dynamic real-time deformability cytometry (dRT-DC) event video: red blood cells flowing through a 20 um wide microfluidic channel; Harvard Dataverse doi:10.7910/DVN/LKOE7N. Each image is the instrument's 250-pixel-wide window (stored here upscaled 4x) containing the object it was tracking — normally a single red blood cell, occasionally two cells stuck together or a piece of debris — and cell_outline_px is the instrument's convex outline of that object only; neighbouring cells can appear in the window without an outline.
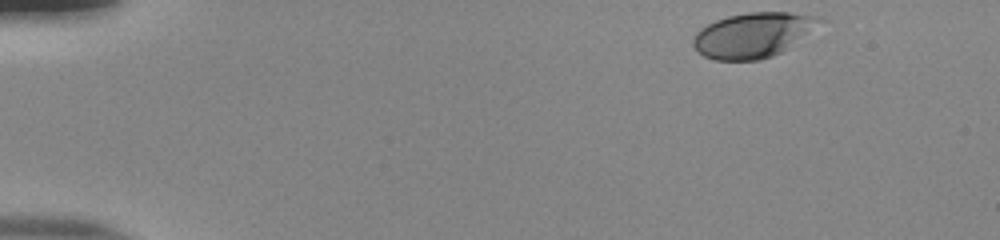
{"species": "human", "species_latin": "Homo sapiens", "temperature_condition": "room temperature", "stored_images_in_passage": 43, "camera_frame_rate_fps": 3000, "um_per_image_px": 0.085, "donor": {"sex": "male"}, "frame": {"image": 1, "passage_image": 1, "time_ms": 0.0, "image_size_px": [1000, 240], "cell_outline_px": [[820, 20], [780, 52], [772, 56], [760, 60], [716, 60], [704, 56], [692, 44], [692, 40], [696, 32], [700, 28], [716, 20], [728, 16], [748, 12], [788, 12], [820, 16]], "centroid_in_image_um": [63.88, 2.97], "position_along_channel_um": 21.1, "area_um2": 32.02}}
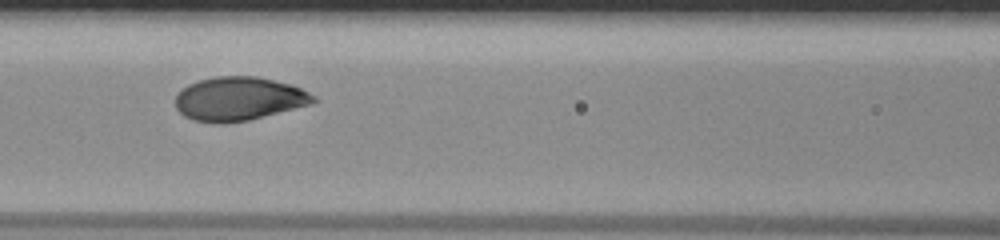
{"frame": {"image": 2, "passage_image": 20, "time_ms": 6.333, "image_size_px": [1000, 240], "cell_outline_px": [[320, 100], [312, 104], [248, 120], [224, 124], [220, 124], [192, 120], [184, 116], [176, 108], [176, 96], [188, 84], [200, 80], [216, 76], [256, 76], [292, 84], [316, 96]], "centroid_in_image_um": [20.33, 8.4], "position_along_channel_um": 146.3, "area_um2": 35.26}}
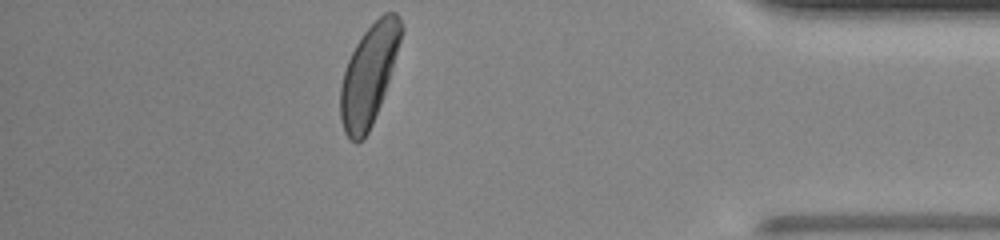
{"frame": {"image": 3, "passage_image": 43, "time_ms": 14.0, "image_size_px": [1000, 240], "cell_outline_px": [[404, 32], [380, 104], [372, 124], [364, 140], [356, 144], [344, 132], [340, 120], [340, 88], [344, 72], [348, 60], [356, 44], [364, 32], [384, 12], [396, 12], [400, 16], [404, 24]], "centroid_in_image_um": [31.36, 6.35], "position_along_channel_um": 403.8, "area_um2": 35.2}, "authors_computed_cell_mechanics": {"area_um2": 34.6222, "velocity_mm_per_s": 3.8094, "shape_relaxation_time_tau1_ms": 3.4901, "shape_relaxation_time_tau2_ms": null, "deformation_change_tau1": 0.173, "deformation_change_tau2": null}}